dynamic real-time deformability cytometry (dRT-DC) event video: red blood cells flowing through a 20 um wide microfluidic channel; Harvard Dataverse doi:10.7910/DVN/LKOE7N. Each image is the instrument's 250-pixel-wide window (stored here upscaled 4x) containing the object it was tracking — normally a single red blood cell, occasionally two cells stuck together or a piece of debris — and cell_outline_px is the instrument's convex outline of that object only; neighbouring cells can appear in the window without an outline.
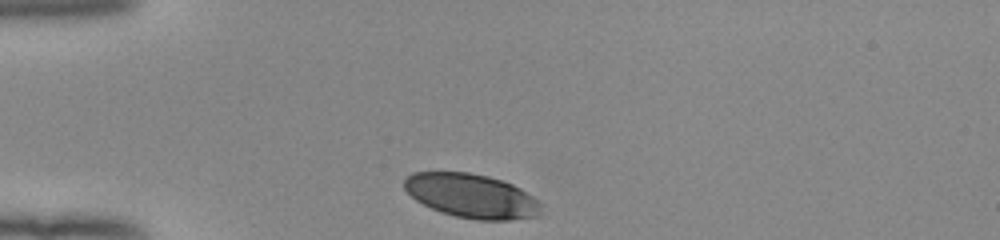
{"species": "human", "species_latin": "Homo sapiens", "temperature_condition": "room temperature", "stored_images_in_passage": 30, "camera_frame_rate_fps": 3000, "um_per_image_px": 0.085, "donor": {"sex": "female"}, "frame": {"image": 1, "passage_image": 1, "time_ms": 0.0, "image_size_px": [1000, 240], "cell_outline_px": [[540, 216], [508, 220], [476, 220], [456, 216], [432, 208], [416, 200], [404, 188], [404, 180], [412, 172], [468, 172], [488, 176], [512, 184], [520, 188], [532, 196], [540, 204]], "centroid_in_image_um": [40.08, 16.65], "position_along_channel_um": 44.9, "area_um2": 34.85}}
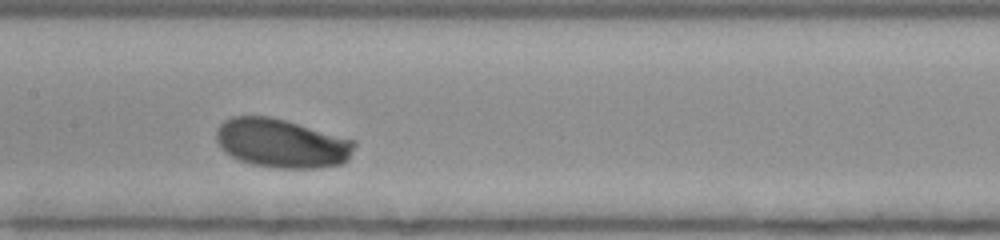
{"frame": {"image": 2, "passage_image": 14, "time_ms": 4.333, "image_size_px": [1000, 240], "cell_outline_px": [[356, 144], [348, 160], [344, 164], [316, 168], [272, 168], [252, 164], [240, 160], [232, 156], [220, 148], [216, 140], [216, 128], [224, 120], [232, 116], [268, 116], [284, 120], [356, 140]], "centroid_in_image_um": [23.94, 12.18], "position_along_channel_um": 183.5, "area_um2": 39.54}}
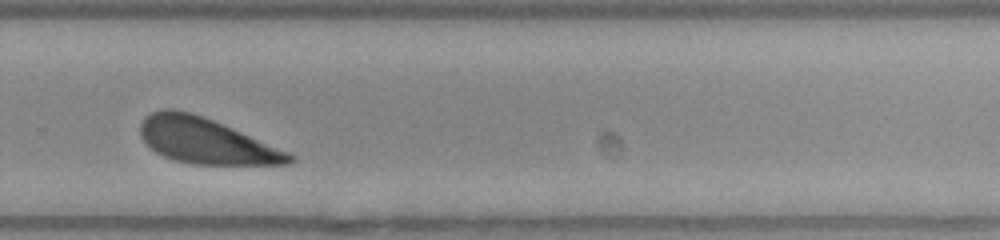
{"frame": {"image": 3, "passage_image": 24, "time_ms": 7.667, "image_size_px": [1000, 240], "cell_outline_px": [[296, 160], [288, 164], [192, 164], [176, 160], [164, 156], [156, 152], [140, 136], [140, 124], [144, 116], [152, 112], [164, 108], [172, 108], [192, 112], [232, 128], [288, 152], [296, 156]], "centroid_in_image_um": [17.47, 11.96], "position_along_channel_um": 312.3, "area_um2": 39.13}}